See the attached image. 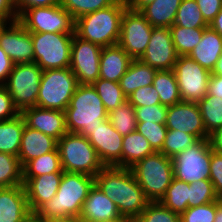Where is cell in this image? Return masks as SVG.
<instances>
[{"label":"cell","mask_w":222,"mask_h":222,"mask_svg":"<svg viewBox=\"0 0 222 222\" xmlns=\"http://www.w3.org/2000/svg\"><path fill=\"white\" fill-rule=\"evenodd\" d=\"M98 222H131V221L124 216H120L118 218L107 219L105 221L103 220V221H98Z\"/></svg>","instance_id":"obj_60"},{"label":"cell","mask_w":222,"mask_h":222,"mask_svg":"<svg viewBox=\"0 0 222 222\" xmlns=\"http://www.w3.org/2000/svg\"><path fill=\"white\" fill-rule=\"evenodd\" d=\"M92 86L96 89L108 113L127 101V96L123 93L118 82L99 78Z\"/></svg>","instance_id":"obj_36"},{"label":"cell","mask_w":222,"mask_h":222,"mask_svg":"<svg viewBox=\"0 0 222 222\" xmlns=\"http://www.w3.org/2000/svg\"><path fill=\"white\" fill-rule=\"evenodd\" d=\"M177 59L170 27H153L149 44L140 60L157 70H173Z\"/></svg>","instance_id":"obj_16"},{"label":"cell","mask_w":222,"mask_h":222,"mask_svg":"<svg viewBox=\"0 0 222 222\" xmlns=\"http://www.w3.org/2000/svg\"><path fill=\"white\" fill-rule=\"evenodd\" d=\"M14 67L13 61L0 47V85H4Z\"/></svg>","instance_id":"obj_52"},{"label":"cell","mask_w":222,"mask_h":222,"mask_svg":"<svg viewBox=\"0 0 222 222\" xmlns=\"http://www.w3.org/2000/svg\"><path fill=\"white\" fill-rule=\"evenodd\" d=\"M210 178L216 195H222V154L211 149Z\"/></svg>","instance_id":"obj_47"},{"label":"cell","mask_w":222,"mask_h":222,"mask_svg":"<svg viewBox=\"0 0 222 222\" xmlns=\"http://www.w3.org/2000/svg\"><path fill=\"white\" fill-rule=\"evenodd\" d=\"M209 143L214 152L222 154V126L209 135Z\"/></svg>","instance_id":"obj_54"},{"label":"cell","mask_w":222,"mask_h":222,"mask_svg":"<svg viewBox=\"0 0 222 222\" xmlns=\"http://www.w3.org/2000/svg\"><path fill=\"white\" fill-rule=\"evenodd\" d=\"M208 94L222 100V76L210 75L208 82Z\"/></svg>","instance_id":"obj_53"},{"label":"cell","mask_w":222,"mask_h":222,"mask_svg":"<svg viewBox=\"0 0 222 222\" xmlns=\"http://www.w3.org/2000/svg\"><path fill=\"white\" fill-rule=\"evenodd\" d=\"M209 27L216 31L222 37V8L209 24Z\"/></svg>","instance_id":"obj_56"},{"label":"cell","mask_w":222,"mask_h":222,"mask_svg":"<svg viewBox=\"0 0 222 222\" xmlns=\"http://www.w3.org/2000/svg\"><path fill=\"white\" fill-rule=\"evenodd\" d=\"M18 21L31 33L75 34V19L60 4L29 8Z\"/></svg>","instance_id":"obj_10"},{"label":"cell","mask_w":222,"mask_h":222,"mask_svg":"<svg viewBox=\"0 0 222 222\" xmlns=\"http://www.w3.org/2000/svg\"><path fill=\"white\" fill-rule=\"evenodd\" d=\"M168 107L162 104H156L153 106L136 107V121L146 123H159L165 124L167 117Z\"/></svg>","instance_id":"obj_45"},{"label":"cell","mask_w":222,"mask_h":222,"mask_svg":"<svg viewBox=\"0 0 222 222\" xmlns=\"http://www.w3.org/2000/svg\"><path fill=\"white\" fill-rule=\"evenodd\" d=\"M198 139L191 134L179 130H167L162 149L159 151L167 157L173 158L175 155L186 150L196 143Z\"/></svg>","instance_id":"obj_39"},{"label":"cell","mask_w":222,"mask_h":222,"mask_svg":"<svg viewBox=\"0 0 222 222\" xmlns=\"http://www.w3.org/2000/svg\"><path fill=\"white\" fill-rule=\"evenodd\" d=\"M94 185V177L82 173L63 172L56 195L35 213L37 222L68 216L80 217L85 199Z\"/></svg>","instance_id":"obj_2"},{"label":"cell","mask_w":222,"mask_h":222,"mask_svg":"<svg viewBox=\"0 0 222 222\" xmlns=\"http://www.w3.org/2000/svg\"><path fill=\"white\" fill-rule=\"evenodd\" d=\"M19 114L9 92L3 85H0V122L15 118Z\"/></svg>","instance_id":"obj_48"},{"label":"cell","mask_w":222,"mask_h":222,"mask_svg":"<svg viewBox=\"0 0 222 222\" xmlns=\"http://www.w3.org/2000/svg\"><path fill=\"white\" fill-rule=\"evenodd\" d=\"M24 127L25 120L21 114L0 122V152L18 157Z\"/></svg>","instance_id":"obj_29"},{"label":"cell","mask_w":222,"mask_h":222,"mask_svg":"<svg viewBox=\"0 0 222 222\" xmlns=\"http://www.w3.org/2000/svg\"><path fill=\"white\" fill-rule=\"evenodd\" d=\"M157 69L140 59H133L126 73L119 81L120 88L127 98L137 89L152 85Z\"/></svg>","instance_id":"obj_26"},{"label":"cell","mask_w":222,"mask_h":222,"mask_svg":"<svg viewBox=\"0 0 222 222\" xmlns=\"http://www.w3.org/2000/svg\"><path fill=\"white\" fill-rule=\"evenodd\" d=\"M77 86V79L69 67L43 70L37 106L65 112Z\"/></svg>","instance_id":"obj_7"},{"label":"cell","mask_w":222,"mask_h":222,"mask_svg":"<svg viewBox=\"0 0 222 222\" xmlns=\"http://www.w3.org/2000/svg\"><path fill=\"white\" fill-rule=\"evenodd\" d=\"M204 20L210 24L222 8V0H196Z\"/></svg>","instance_id":"obj_49"},{"label":"cell","mask_w":222,"mask_h":222,"mask_svg":"<svg viewBox=\"0 0 222 222\" xmlns=\"http://www.w3.org/2000/svg\"><path fill=\"white\" fill-rule=\"evenodd\" d=\"M174 178L186 183L210 178L211 146L208 139H199L172 158Z\"/></svg>","instance_id":"obj_11"},{"label":"cell","mask_w":222,"mask_h":222,"mask_svg":"<svg viewBox=\"0 0 222 222\" xmlns=\"http://www.w3.org/2000/svg\"><path fill=\"white\" fill-rule=\"evenodd\" d=\"M108 120L122 136L136 131L135 108L128 101L110 111L108 113Z\"/></svg>","instance_id":"obj_38"},{"label":"cell","mask_w":222,"mask_h":222,"mask_svg":"<svg viewBox=\"0 0 222 222\" xmlns=\"http://www.w3.org/2000/svg\"><path fill=\"white\" fill-rule=\"evenodd\" d=\"M132 61L119 44L102 47L99 78L119 83Z\"/></svg>","instance_id":"obj_24"},{"label":"cell","mask_w":222,"mask_h":222,"mask_svg":"<svg viewBox=\"0 0 222 222\" xmlns=\"http://www.w3.org/2000/svg\"><path fill=\"white\" fill-rule=\"evenodd\" d=\"M155 151L149 141L137 130L123 136L121 151V167L130 168Z\"/></svg>","instance_id":"obj_28"},{"label":"cell","mask_w":222,"mask_h":222,"mask_svg":"<svg viewBox=\"0 0 222 222\" xmlns=\"http://www.w3.org/2000/svg\"><path fill=\"white\" fill-rule=\"evenodd\" d=\"M136 130L149 141L155 152L162 149L168 130L165 124L137 122Z\"/></svg>","instance_id":"obj_43"},{"label":"cell","mask_w":222,"mask_h":222,"mask_svg":"<svg viewBox=\"0 0 222 222\" xmlns=\"http://www.w3.org/2000/svg\"><path fill=\"white\" fill-rule=\"evenodd\" d=\"M97 151L104 166L121 167L123 136L112 126L108 119L92 129L87 137Z\"/></svg>","instance_id":"obj_18"},{"label":"cell","mask_w":222,"mask_h":222,"mask_svg":"<svg viewBox=\"0 0 222 222\" xmlns=\"http://www.w3.org/2000/svg\"><path fill=\"white\" fill-rule=\"evenodd\" d=\"M152 29L153 26L140 12L128 7L121 19L118 44L132 59H140L149 44Z\"/></svg>","instance_id":"obj_13"},{"label":"cell","mask_w":222,"mask_h":222,"mask_svg":"<svg viewBox=\"0 0 222 222\" xmlns=\"http://www.w3.org/2000/svg\"><path fill=\"white\" fill-rule=\"evenodd\" d=\"M218 200L214 186L209 179L189 184L188 208L209 204Z\"/></svg>","instance_id":"obj_40"},{"label":"cell","mask_w":222,"mask_h":222,"mask_svg":"<svg viewBox=\"0 0 222 222\" xmlns=\"http://www.w3.org/2000/svg\"><path fill=\"white\" fill-rule=\"evenodd\" d=\"M117 0H61L60 5L76 20L82 15L113 5Z\"/></svg>","instance_id":"obj_42"},{"label":"cell","mask_w":222,"mask_h":222,"mask_svg":"<svg viewBox=\"0 0 222 222\" xmlns=\"http://www.w3.org/2000/svg\"><path fill=\"white\" fill-rule=\"evenodd\" d=\"M43 70L35 63L14 64L7 81L3 85L9 92L16 109L37 106L40 80Z\"/></svg>","instance_id":"obj_9"},{"label":"cell","mask_w":222,"mask_h":222,"mask_svg":"<svg viewBox=\"0 0 222 222\" xmlns=\"http://www.w3.org/2000/svg\"><path fill=\"white\" fill-rule=\"evenodd\" d=\"M57 148L64 172L95 177L105 167L92 144L78 133L67 132L57 141Z\"/></svg>","instance_id":"obj_6"},{"label":"cell","mask_w":222,"mask_h":222,"mask_svg":"<svg viewBox=\"0 0 222 222\" xmlns=\"http://www.w3.org/2000/svg\"><path fill=\"white\" fill-rule=\"evenodd\" d=\"M165 126L194 135L198 140L209 138L197 102L181 101L168 106Z\"/></svg>","instance_id":"obj_17"},{"label":"cell","mask_w":222,"mask_h":222,"mask_svg":"<svg viewBox=\"0 0 222 222\" xmlns=\"http://www.w3.org/2000/svg\"><path fill=\"white\" fill-rule=\"evenodd\" d=\"M155 0H127L128 7L131 10L140 12L145 6L153 3Z\"/></svg>","instance_id":"obj_55"},{"label":"cell","mask_w":222,"mask_h":222,"mask_svg":"<svg viewBox=\"0 0 222 222\" xmlns=\"http://www.w3.org/2000/svg\"><path fill=\"white\" fill-rule=\"evenodd\" d=\"M216 201L196 207H189L180 215V222H214Z\"/></svg>","instance_id":"obj_44"},{"label":"cell","mask_w":222,"mask_h":222,"mask_svg":"<svg viewBox=\"0 0 222 222\" xmlns=\"http://www.w3.org/2000/svg\"><path fill=\"white\" fill-rule=\"evenodd\" d=\"M31 215L23 185L0 188V222H24Z\"/></svg>","instance_id":"obj_21"},{"label":"cell","mask_w":222,"mask_h":222,"mask_svg":"<svg viewBox=\"0 0 222 222\" xmlns=\"http://www.w3.org/2000/svg\"><path fill=\"white\" fill-rule=\"evenodd\" d=\"M22 170L23 178H33L43 174L64 172L61 167L58 148L29 161Z\"/></svg>","instance_id":"obj_31"},{"label":"cell","mask_w":222,"mask_h":222,"mask_svg":"<svg viewBox=\"0 0 222 222\" xmlns=\"http://www.w3.org/2000/svg\"><path fill=\"white\" fill-rule=\"evenodd\" d=\"M108 119L102 100L92 85L78 84L65 110L68 133H78L88 137L92 129Z\"/></svg>","instance_id":"obj_4"},{"label":"cell","mask_w":222,"mask_h":222,"mask_svg":"<svg viewBox=\"0 0 222 222\" xmlns=\"http://www.w3.org/2000/svg\"><path fill=\"white\" fill-rule=\"evenodd\" d=\"M120 216L115 203L94 183L84 201L80 218L84 222H98Z\"/></svg>","instance_id":"obj_23"},{"label":"cell","mask_w":222,"mask_h":222,"mask_svg":"<svg viewBox=\"0 0 222 222\" xmlns=\"http://www.w3.org/2000/svg\"><path fill=\"white\" fill-rule=\"evenodd\" d=\"M219 205L222 207V195L218 197Z\"/></svg>","instance_id":"obj_62"},{"label":"cell","mask_w":222,"mask_h":222,"mask_svg":"<svg viewBox=\"0 0 222 222\" xmlns=\"http://www.w3.org/2000/svg\"><path fill=\"white\" fill-rule=\"evenodd\" d=\"M130 169L150 201H160L174 178L172 158L161 152L146 156Z\"/></svg>","instance_id":"obj_5"},{"label":"cell","mask_w":222,"mask_h":222,"mask_svg":"<svg viewBox=\"0 0 222 222\" xmlns=\"http://www.w3.org/2000/svg\"><path fill=\"white\" fill-rule=\"evenodd\" d=\"M62 176L63 172H56L23 178V186L32 214L56 195Z\"/></svg>","instance_id":"obj_20"},{"label":"cell","mask_w":222,"mask_h":222,"mask_svg":"<svg viewBox=\"0 0 222 222\" xmlns=\"http://www.w3.org/2000/svg\"><path fill=\"white\" fill-rule=\"evenodd\" d=\"M174 25L188 29L209 27L199 10L196 0H182L177 10Z\"/></svg>","instance_id":"obj_37"},{"label":"cell","mask_w":222,"mask_h":222,"mask_svg":"<svg viewBox=\"0 0 222 222\" xmlns=\"http://www.w3.org/2000/svg\"><path fill=\"white\" fill-rule=\"evenodd\" d=\"M23 185V170L17 156L0 152V188Z\"/></svg>","instance_id":"obj_35"},{"label":"cell","mask_w":222,"mask_h":222,"mask_svg":"<svg viewBox=\"0 0 222 222\" xmlns=\"http://www.w3.org/2000/svg\"><path fill=\"white\" fill-rule=\"evenodd\" d=\"M173 72L182 101L198 102L208 93L211 72L189 56H178Z\"/></svg>","instance_id":"obj_12"},{"label":"cell","mask_w":222,"mask_h":222,"mask_svg":"<svg viewBox=\"0 0 222 222\" xmlns=\"http://www.w3.org/2000/svg\"><path fill=\"white\" fill-rule=\"evenodd\" d=\"M18 20L14 0H0V23H10Z\"/></svg>","instance_id":"obj_51"},{"label":"cell","mask_w":222,"mask_h":222,"mask_svg":"<svg viewBox=\"0 0 222 222\" xmlns=\"http://www.w3.org/2000/svg\"><path fill=\"white\" fill-rule=\"evenodd\" d=\"M153 86L159 94L160 104L168 107L182 101L173 70H157Z\"/></svg>","instance_id":"obj_30"},{"label":"cell","mask_w":222,"mask_h":222,"mask_svg":"<svg viewBox=\"0 0 222 222\" xmlns=\"http://www.w3.org/2000/svg\"><path fill=\"white\" fill-rule=\"evenodd\" d=\"M24 222H37V220L35 219L34 214H32L27 220H25Z\"/></svg>","instance_id":"obj_61"},{"label":"cell","mask_w":222,"mask_h":222,"mask_svg":"<svg viewBox=\"0 0 222 222\" xmlns=\"http://www.w3.org/2000/svg\"><path fill=\"white\" fill-rule=\"evenodd\" d=\"M197 104L206 132L210 135L213 131L222 126V100L221 98L207 93Z\"/></svg>","instance_id":"obj_34"},{"label":"cell","mask_w":222,"mask_h":222,"mask_svg":"<svg viewBox=\"0 0 222 222\" xmlns=\"http://www.w3.org/2000/svg\"><path fill=\"white\" fill-rule=\"evenodd\" d=\"M25 125L55 138L57 141L67 133L65 112L34 106L21 113Z\"/></svg>","instance_id":"obj_19"},{"label":"cell","mask_w":222,"mask_h":222,"mask_svg":"<svg viewBox=\"0 0 222 222\" xmlns=\"http://www.w3.org/2000/svg\"><path fill=\"white\" fill-rule=\"evenodd\" d=\"M222 54V37L210 27L204 30L199 44L188 55L203 68L212 72Z\"/></svg>","instance_id":"obj_25"},{"label":"cell","mask_w":222,"mask_h":222,"mask_svg":"<svg viewBox=\"0 0 222 222\" xmlns=\"http://www.w3.org/2000/svg\"><path fill=\"white\" fill-rule=\"evenodd\" d=\"M42 222H84L80 217L76 216H68L63 218H54L47 221Z\"/></svg>","instance_id":"obj_57"},{"label":"cell","mask_w":222,"mask_h":222,"mask_svg":"<svg viewBox=\"0 0 222 222\" xmlns=\"http://www.w3.org/2000/svg\"><path fill=\"white\" fill-rule=\"evenodd\" d=\"M127 8V0H117L109 7L80 16L75 20V35L101 47L118 44L121 19Z\"/></svg>","instance_id":"obj_3"},{"label":"cell","mask_w":222,"mask_h":222,"mask_svg":"<svg viewBox=\"0 0 222 222\" xmlns=\"http://www.w3.org/2000/svg\"><path fill=\"white\" fill-rule=\"evenodd\" d=\"M61 0H14L18 17L27 9L33 7H49L60 4Z\"/></svg>","instance_id":"obj_50"},{"label":"cell","mask_w":222,"mask_h":222,"mask_svg":"<svg viewBox=\"0 0 222 222\" xmlns=\"http://www.w3.org/2000/svg\"><path fill=\"white\" fill-rule=\"evenodd\" d=\"M205 29H188L173 24L170 31L178 56H188L201 41Z\"/></svg>","instance_id":"obj_32"},{"label":"cell","mask_w":222,"mask_h":222,"mask_svg":"<svg viewBox=\"0 0 222 222\" xmlns=\"http://www.w3.org/2000/svg\"><path fill=\"white\" fill-rule=\"evenodd\" d=\"M182 0H155L145 6L140 13L153 27H171Z\"/></svg>","instance_id":"obj_27"},{"label":"cell","mask_w":222,"mask_h":222,"mask_svg":"<svg viewBox=\"0 0 222 222\" xmlns=\"http://www.w3.org/2000/svg\"><path fill=\"white\" fill-rule=\"evenodd\" d=\"M94 183L115 203L120 215L131 222L145 210L150 202L130 168L105 166L94 177Z\"/></svg>","instance_id":"obj_1"},{"label":"cell","mask_w":222,"mask_h":222,"mask_svg":"<svg viewBox=\"0 0 222 222\" xmlns=\"http://www.w3.org/2000/svg\"><path fill=\"white\" fill-rule=\"evenodd\" d=\"M57 148V140L25 125L20 142L18 159L22 168L31 160Z\"/></svg>","instance_id":"obj_22"},{"label":"cell","mask_w":222,"mask_h":222,"mask_svg":"<svg viewBox=\"0 0 222 222\" xmlns=\"http://www.w3.org/2000/svg\"><path fill=\"white\" fill-rule=\"evenodd\" d=\"M0 47L14 64L34 62L31 32L18 20L0 25Z\"/></svg>","instance_id":"obj_15"},{"label":"cell","mask_w":222,"mask_h":222,"mask_svg":"<svg viewBox=\"0 0 222 222\" xmlns=\"http://www.w3.org/2000/svg\"><path fill=\"white\" fill-rule=\"evenodd\" d=\"M189 183L173 178L160 202L168 209L181 215L188 208Z\"/></svg>","instance_id":"obj_33"},{"label":"cell","mask_w":222,"mask_h":222,"mask_svg":"<svg viewBox=\"0 0 222 222\" xmlns=\"http://www.w3.org/2000/svg\"><path fill=\"white\" fill-rule=\"evenodd\" d=\"M133 222H180V215L168 209L160 201H150Z\"/></svg>","instance_id":"obj_41"},{"label":"cell","mask_w":222,"mask_h":222,"mask_svg":"<svg viewBox=\"0 0 222 222\" xmlns=\"http://www.w3.org/2000/svg\"><path fill=\"white\" fill-rule=\"evenodd\" d=\"M214 222H222V207L219 205L218 200L216 201V214Z\"/></svg>","instance_id":"obj_59"},{"label":"cell","mask_w":222,"mask_h":222,"mask_svg":"<svg viewBox=\"0 0 222 222\" xmlns=\"http://www.w3.org/2000/svg\"><path fill=\"white\" fill-rule=\"evenodd\" d=\"M127 101L134 107L153 106L160 104V97L153 84L135 90Z\"/></svg>","instance_id":"obj_46"},{"label":"cell","mask_w":222,"mask_h":222,"mask_svg":"<svg viewBox=\"0 0 222 222\" xmlns=\"http://www.w3.org/2000/svg\"><path fill=\"white\" fill-rule=\"evenodd\" d=\"M101 52V46L73 35L69 68L78 84L92 85L99 79Z\"/></svg>","instance_id":"obj_14"},{"label":"cell","mask_w":222,"mask_h":222,"mask_svg":"<svg viewBox=\"0 0 222 222\" xmlns=\"http://www.w3.org/2000/svg\"><path fill=\"white\" fill-rule=\"evenodd\" d=\"M211 74L222 76V54L219 57L218 61L216 62V65H215L214 69L212 70Z\"/></svg>","instance_id":"obj_58"},{"label":"cell","mask_w":222,"mask_h":222,"mask_svg":"<svg viewBox=\"0 0 222 222\" xmlns=\"http://www.w3.org/2000/svg\"><path fill=\"white\" fill-rule=\"evenodd\" d=\"M73 35L47 32L31 33L34 62L42 70L68 68Z\"/></svg>","instance_id":"obj_8"}]
</instances>
